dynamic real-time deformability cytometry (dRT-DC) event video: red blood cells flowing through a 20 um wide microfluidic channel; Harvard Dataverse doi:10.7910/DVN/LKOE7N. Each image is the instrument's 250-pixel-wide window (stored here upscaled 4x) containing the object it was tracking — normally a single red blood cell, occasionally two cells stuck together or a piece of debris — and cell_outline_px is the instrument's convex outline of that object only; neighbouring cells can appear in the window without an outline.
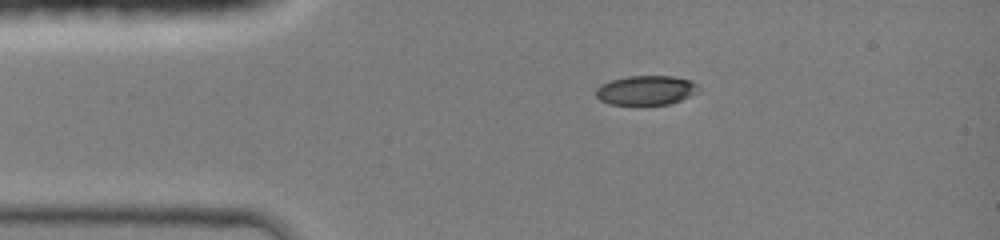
{"species": "common noctule bat (a hibernating species)", "species_latin": "Nyctalus noctula", "temperature_condition": "room temperature", "stored_images_in_passage": 54, "camera_frame_rate_fps": 3000, "um_per_image_px": 0.085, "animal": {"sex": "female", "body_mass_g": 19.0, "forearm_length_mm": 51.5}, "frame": {"image": 1, "passage_image": 1, "time_ms": 0.0, "image_size_px": [1000, 240], "cell_outline_px": [[700, 88], [696, 92], [680, 100], [668, 104], [612, 104], [600, 100], [596, 96], [596, 88], [600, 84], [608, 80], [628, 76], [672, 76], [688, 80], [696, 84]], "centroid_in_image_um": [54.86, 7.66], "position_along_channel_um": 30.1, "area_um2": 17.4}}
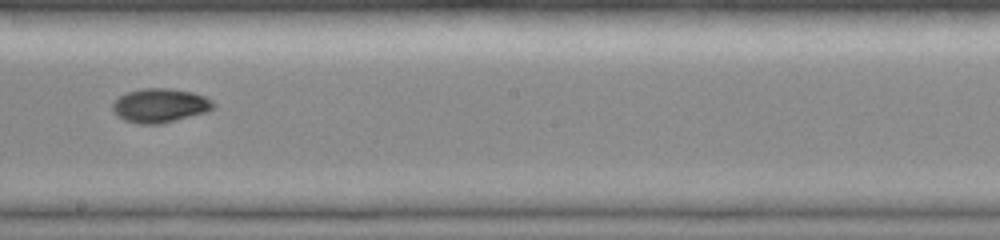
{"frame": {"image": 2, "passage_image": 24, "time_ms": 5.667, "image_size_px": [1000, 240], "cell_outline_px": [[216, 108], [204, 112], [160, 124], [140, 124], [124, 120], [112, 108], [112, 104], [120, 96], [128, 92], [140, 88], [168, 88], [192, 92], [204, 96], [212, 100], [216, 104]], "centroid_in_image_um": [13.63, 8.95], "position_along_channel_um": 234.6, "area_um2": 19.77}}
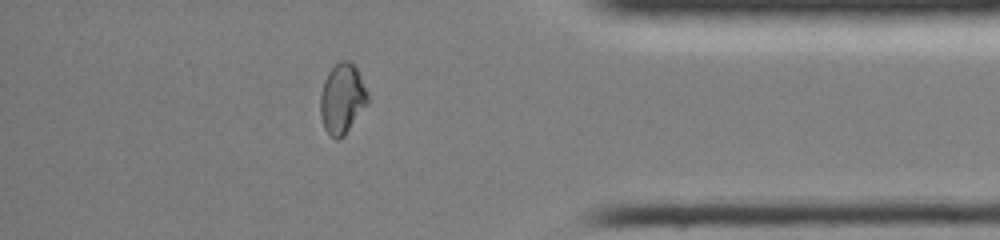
{"frame": {"image": 3, "passage_image": 43, "time_ms": 10.0, "image_size_px": [1000, 240], "cell_outline_px": [[368, 100], [344, 136], [336, 140], [324, 128], [320, 116], [320, 96], [324, 80], [328, 72], [340, 60], [352, 60], [368, 92]], "centroid_in_image_um": [29.06, 8.36], "position_along_channel_um": 406.1, "area_um2": 19.13}, "authors_computed_cell_mechanics": {"area_um2": 19.4208, "velocity_mm_per_s": 4.2908, "shape_relaxation_time_tau1_ms": 4.4822, "shape_relaxation_time_tau2_ms": 2.558, "deformation_change_tau1": 0.1626, "deformation_change_tau2": 0.0326}}